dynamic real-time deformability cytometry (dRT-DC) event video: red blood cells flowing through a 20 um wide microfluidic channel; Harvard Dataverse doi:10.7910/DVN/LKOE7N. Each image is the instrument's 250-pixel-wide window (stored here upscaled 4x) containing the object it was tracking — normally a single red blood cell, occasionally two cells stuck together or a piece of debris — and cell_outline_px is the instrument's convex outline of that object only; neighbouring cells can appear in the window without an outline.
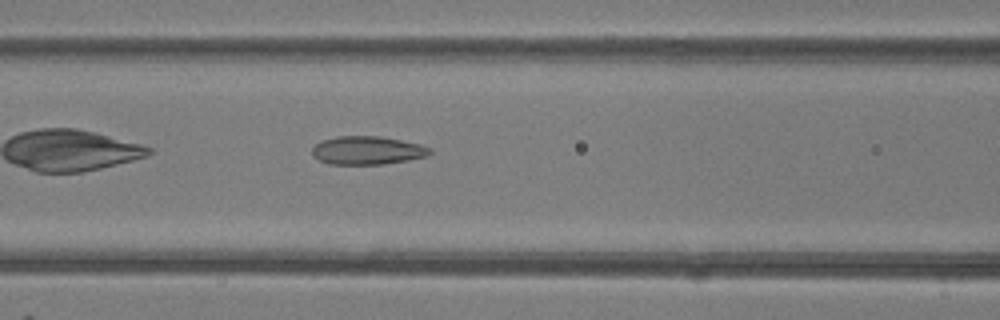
{"species": "common noctule bat (a hibernating species)", "species_latin": "Nyctalus noctula", "temperature_condition": "room temperature", "stored_images_in_passage": 33, "camera_frame_rate_fps": 3000, "um_per_image_px": 0.085, "animal": {"sex": "female"}, "frame": {"image": 1, "passage_image": 5, "time_ms": 1.333, "image_size_px": [1000, 320], "cell_outline_px": [[432, 152], [428, 156], [408, 160], [384, 164], [328, 164], [312, 156], [312, 148], [320, 140], [336, 136], [380, 136], [420, 144], [432, 148]], "centroid_in_image_um": [31.22, 12.78], "position_along_channel_um": 135.4, "area_um2": 19.59}}
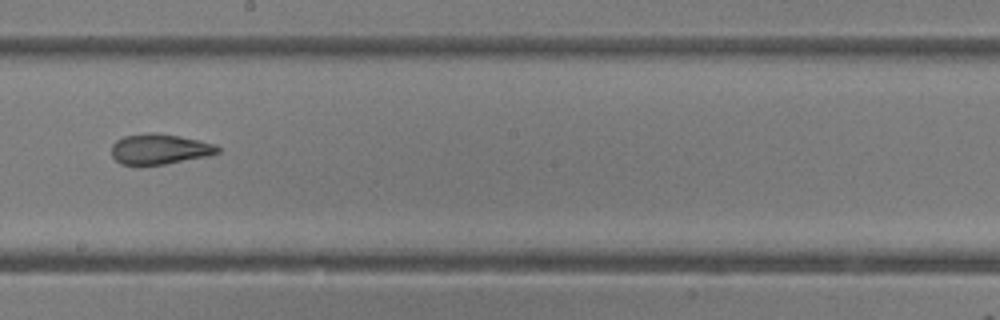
{"frame": {"image": 2, "passage_image": 12, "time_ms": 3.667, "image_size_px": [1000, 320], "cell_outline_px": [[220, 152], [208, 156], [164, 164], [120, 164], [112, 156], [112, 144], [116, 140], [124, 136], [148, 132], [152, 132], [180, 136], [216, 144], [220, 148]], "centroid_in_image_um": [13.58, 12.66], "position_along_channel_um": 234.6, "area_um2": 18.73}}
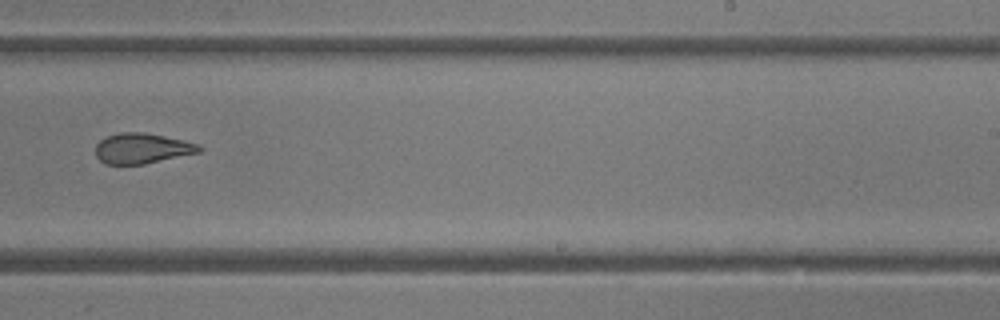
{"frame": {"image": 3, "passage_image": 15, "time_ms": 4.667, "image_size_px": [1000, 320], "cell_outline_px": [[204, 148], [200, 152], [144, 164], [104, 164], [96, 156], [96, 144], [100, 140], [108, 136], [120, 132], [144, 132], [184, 140], [200, 144]], "centroid_in_image_um": [12.09, 12.61], "position_along_channel_um": 276.9, "area_um2": 18.38}}